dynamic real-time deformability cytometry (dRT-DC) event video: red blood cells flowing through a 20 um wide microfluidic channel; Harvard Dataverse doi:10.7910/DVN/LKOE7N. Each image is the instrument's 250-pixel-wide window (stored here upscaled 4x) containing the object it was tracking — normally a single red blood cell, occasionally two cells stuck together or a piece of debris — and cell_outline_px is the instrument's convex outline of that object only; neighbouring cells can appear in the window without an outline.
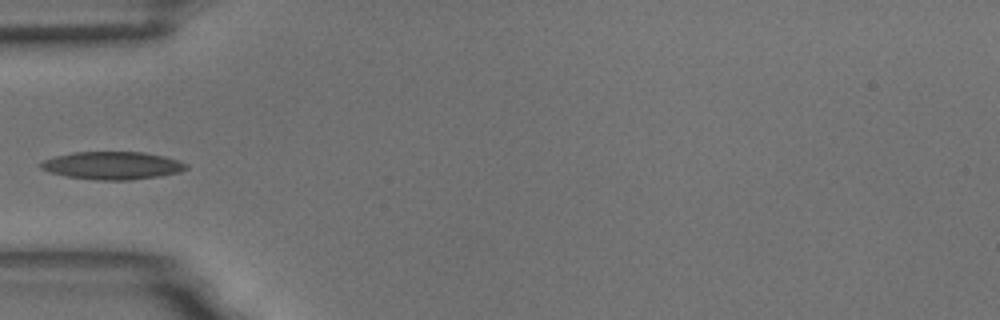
{"species": "common noctule bat (a hibernating species)", "species_latin": "Nyctalus noctula", "temperature_condition": "room temperature", "stored_images_in_passage": 38, "camera_frame_rate_fps": 3000, "um_per_image_px": 0.085, "animal": {"sex": "male", "body_mass_g": 18.8}, "frame": {"image": 1, "passage_image": 1, "time_ms": 0.0, "image_size_px": [1000, 320], "cell_outline_px": [[188, 168], [180, 172], [160, 176], [128, 180], [96, 180], [64, 176], [48, 172], [40, 168], [36, 164], [44, 160], [56, 156], [72, 152], [144, 152], [164, 156], [180, 160], [188, 164]], "centroid_in_image_um": [9.54, 14.07], "position_along_channel_um": 75.5, "area_um2": 23.81}}
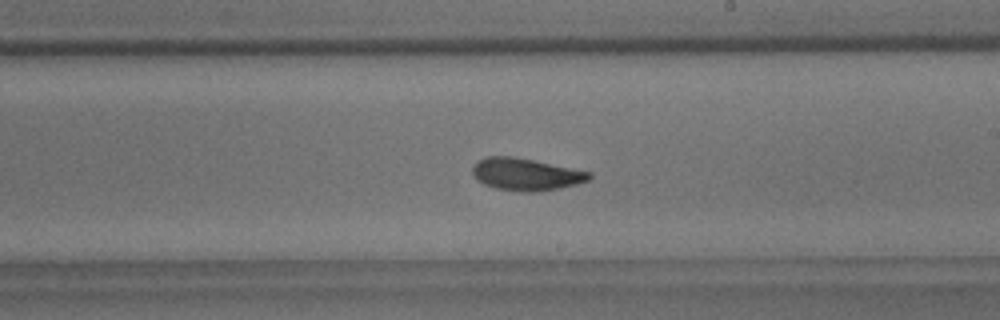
{"frame": {"image": 2, "passage_image": 15, "time_ms": 4.667, "image_size_px": [1000, 320], "cell_outline_px": [[592, 176], [588, 180], [576, 184], [560, 188], [536, 192], [520, 192], [496, 188], [484, 184], [476, 180], [472, 172], [472, 168], [484, 156], [512, 156], [592, 172]], "centroid_in_image_um": [44.69, 14.82], "position_along_channel_um": 244.3, "area_um2": 21.85}}
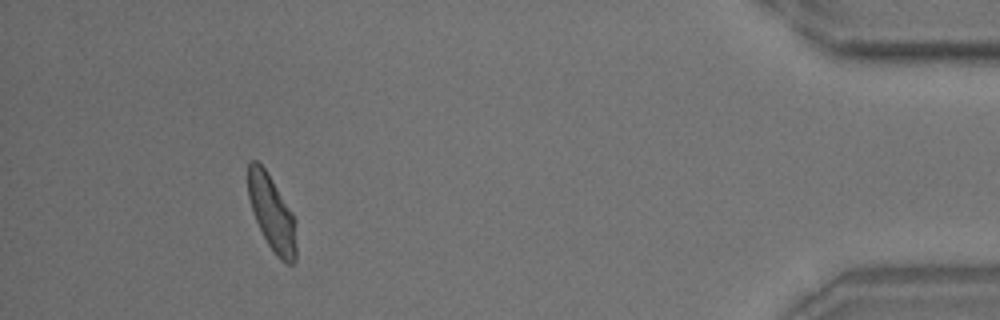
{"frame": {"image": 3, "passage_image": 34, "time_ms": 11.0, "image_size_px": [1000, 320], "cell_outline_px": [[296, 260], [292, 264], [288, 264], [280, 260], [276, 256], [268, 244], [252, 212], [248, 196], [248, 160], [256, 160], [264, 168], [272, 180], [292, 212], [296, 220]], "centroid_in_image_um": [23.12, 18.14], "position_along_channel_um": 412.1, "area_um2": 21.15}}